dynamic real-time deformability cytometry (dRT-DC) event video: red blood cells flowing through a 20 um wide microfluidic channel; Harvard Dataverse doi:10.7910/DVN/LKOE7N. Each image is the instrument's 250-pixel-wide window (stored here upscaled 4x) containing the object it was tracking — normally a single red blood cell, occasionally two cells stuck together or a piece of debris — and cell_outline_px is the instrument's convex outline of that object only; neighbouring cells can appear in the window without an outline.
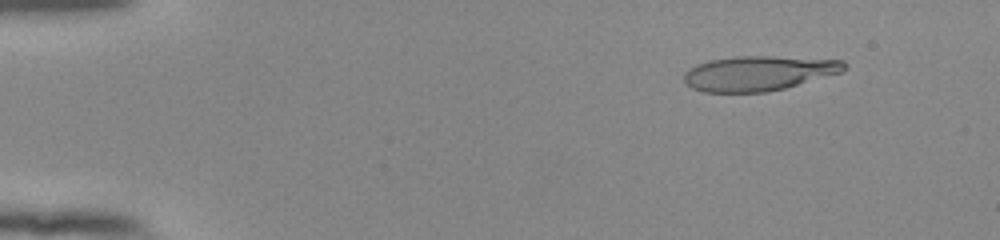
{"species": "human", "species_latin": "Homo sapiens", "temperature_condition": "room temperature", "stored_images_in_passage": 53, "camera_frame_rate_fps": 3000, "um_per_image_px": 0.085, "donor": {"sex": "female"}, "frame": {"image": 1, "passage_image": 6, "time_ms": 1.667, "image_size_px": [1000, 240], "cell_outline_px": [[848, 68], [840, 72], [784, 88], [764, 92], [704, 92], [692, 88], [684, 80], [684, 76], [688, 68], [696, 64], [712, 60], [736, 56], [768, 56], [844, 60], [848, 64]], "centroid_in_image_um": [64.48, 6.22], "position_along_channel_um": 20.5, "area_um2": 32.25}}
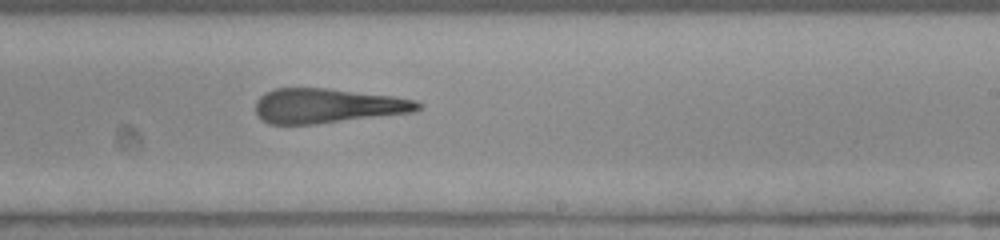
{"frame": {"image": 2, "passage_image": 33, "time_ms": 10.667, "image_size_px": [1000, 240], "cell_outline_px": [[424, 104], [416, 112], [316, 124], [268, 124], [260, 120], [256, 116], [256, 100], [264, 92], [276, 88], [328, 88], [392, 96], [416, 100]], "centroid_in_image_um": [27.82, 9.0], "position_along_channel_um": 261.2, "area_um2": 33.12}}
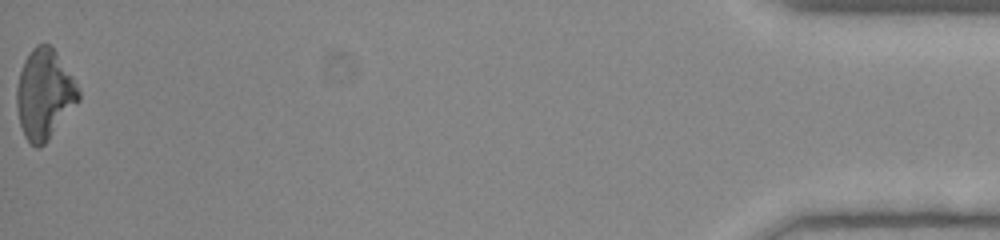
{"frame": {"image": 3, "passage_image": 53, "time_ms": 17.333, "image_size_px": [1000, 240], "cell_outline_px": [[80, 100], [48, 140], [40, 148], [36, 148], [24, 136], [20, 124], [16, 108], [16, 88], [20, 72], [24, 60], [32, 48], [36, 44], [48, 44], [56, 52], [76, 80], [80, 92]], "centroid_in_image_um": [3.78, 8.01], "position_along_channel_um": 431.4, "area_um2": 32.48}, "authors_computed_cell_mechanics": {"area_um2": 33.3506, "velocity_mm_per_s": 3.9121, "shape_relaxation_time_tau1_ms": null, "shape_relaxation_time_tau2_ms": 2.3801, "deformation_change_tau1": null, "deformation_change_tau2": 0.1592}}